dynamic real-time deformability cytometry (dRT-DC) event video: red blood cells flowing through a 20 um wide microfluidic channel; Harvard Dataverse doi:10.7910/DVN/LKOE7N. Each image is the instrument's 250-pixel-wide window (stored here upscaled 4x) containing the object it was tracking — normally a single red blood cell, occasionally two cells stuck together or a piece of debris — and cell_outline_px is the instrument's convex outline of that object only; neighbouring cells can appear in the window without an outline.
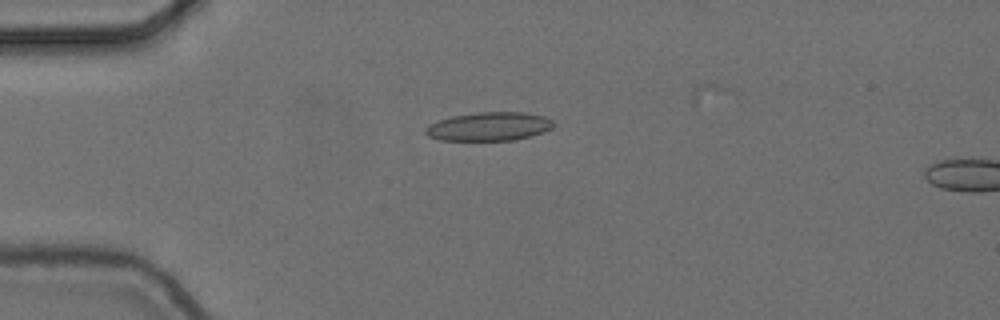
{"species": "common noctule bat (a hibernating species)", "species_latin": "Nyctalus noctula", "temperature_condition": "cold", "stored_images_in_passage": 3, "camera_frame_rate_fps": 3000, "um_per_image_px": 0.085, "animal": {"sex": "female", "body_mass_g": 24.6, "forearm_length_mm": 56.2}, "frame": {"image": 1, "passage_image": 3, "time_ms": 0.667, "image_size_px": [1000, 320], "cell_outline_px": [[556, 124], [552, 128], [544, 132], [532, 136], [516, 140], [440, 140], [428, 136], [424, 132], [424, 128], [428, 124], [452, 116], [480, 112], [520, 112], [544, 116], [552, 120]], "centroid_in_image_um": [41.58, 10.76], "position_along_channel_um": 43.4, "area_um2": 21.44}}